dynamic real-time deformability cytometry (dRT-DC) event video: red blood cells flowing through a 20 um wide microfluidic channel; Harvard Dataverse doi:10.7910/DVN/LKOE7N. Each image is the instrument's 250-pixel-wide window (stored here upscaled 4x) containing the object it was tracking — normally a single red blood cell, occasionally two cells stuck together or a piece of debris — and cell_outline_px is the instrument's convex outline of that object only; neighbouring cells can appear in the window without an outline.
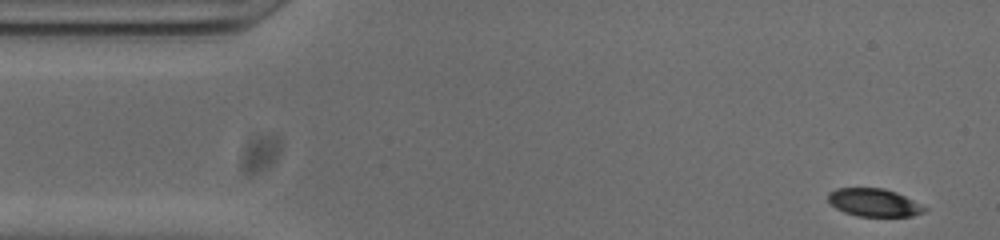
{"species": "common noctule bat (a hibernating species)", "species_latin": "Nyctalus noctula", "temperature_condition": "cold", "stored_images_in_passage": 50, "camera_frame_rate_fps": 3000, "um_per_image_px": 0.085, "animal": {"sex": "male", "body_mass_g": 20.0, "forearm_length_mm": 53.3}, "frame": {"image": 1, "passage_image": 1, "time_ms": 0.0, "image_size_px": [1000, 240], "cell_outline_px": [[928, 208], [924, 212], [912, 216], [856, 216], [844, 212], [836, 208], [828, 200], [828, 192], [836, 188], [884, 188], [896, 192]], "centroid_in_image_um": [74.27, 17.21], "position_along_channel_um": 10.7, "area_um2": 15.61}}
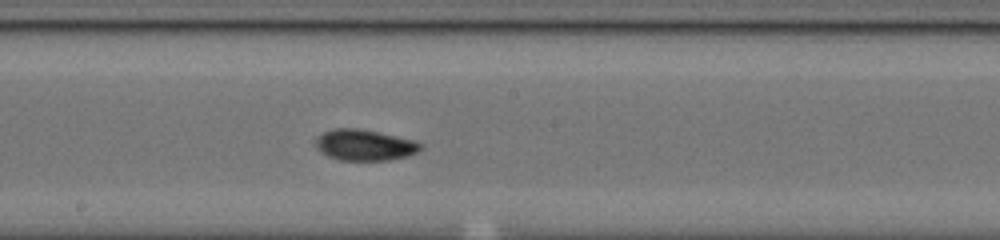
{"frame": {"image": 2, "passage_image": 25, "time_ms": 8.0, "image_size_px": [1000, 240], "cell_outline_px": [[420, 148], [416, 152], [408, 156], [388, 160], [340, 160], [328, 156], [320, 152], [316, 148], [316, 136], [332, 128], [360, 128], [380, 132], [416, 140], [420, 144]], "centroid_in_image_um": [30.96, 12.31], "position_along_channel_um": 217.2, "area_um2": 19.07}}
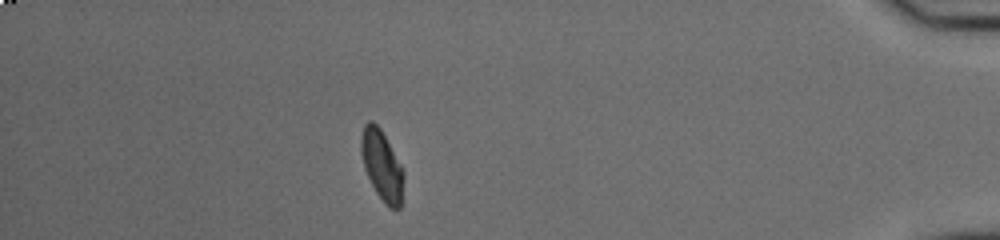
{"frame": {"image": 3, "passage_image": 44, "time_ms": 14.333, "image_size_px": [1000, 240], "cell_outline_px": [[404, 176], [400, 208], [388, 208], [384, 204], [376, 192], [364, 168], [360, 152], [360, 136], [364, 124], [368, 120], [372, 120], [380, 128], [400, 164]], "centroid_in_image_um": [32.43, 14.04], "position_along_channel_um": 402.8, "area_um2": 17.28}, "authors_computed_cell_mechanics": {"area_um2": 17.7446, "velocity_mm_per_s": 3.8295, "shape_relaxation_time_tau1_ms": 4.3062, "shape_relaxation_time_tau2_ms": 1.8022, "deformation_change_tau1": 0.1586, "deformation_change_tau2": 0.0488}}